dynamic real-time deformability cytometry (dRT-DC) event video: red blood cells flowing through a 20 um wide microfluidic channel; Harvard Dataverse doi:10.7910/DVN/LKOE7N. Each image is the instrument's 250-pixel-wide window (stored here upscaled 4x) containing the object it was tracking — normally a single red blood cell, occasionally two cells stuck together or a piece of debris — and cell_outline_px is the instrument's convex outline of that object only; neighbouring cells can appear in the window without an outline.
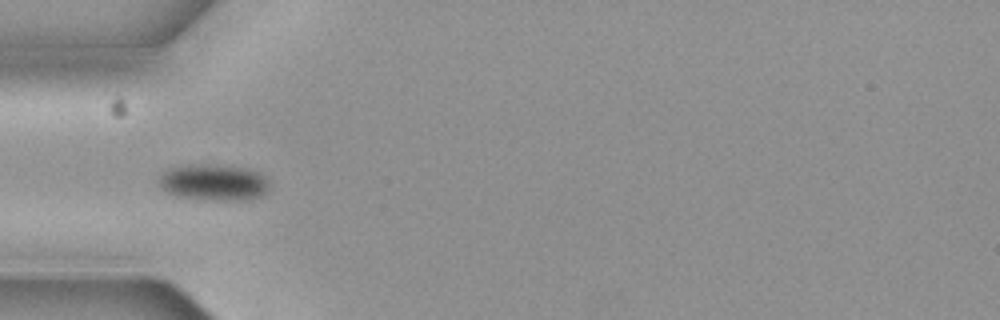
{"species": "common noctule bat (a hibernating species)", "species_latin": "Nyctalus noctula", "temperature_condition": "cold", "stored_images_in_passage": 13, "camera_frame_rate_fps": 3000, "um_per_image_px": 0.085, "animal": {"sex": "female", "body_mass_g": 19.3, "forearm_length_mm": 54.1}, "frame": {"image": 1, "passage_image": 4, "time_ms": 1.0, "image_size_px": [1000, 320], "cell_outline_px": [[268, 192], [264, 196], [248, 200], [216, 200], [176, 196], [168, 192], [160, 184], [160, 176], [168, 168], [184, 164], [188, 164], [248, 168], [260, 172], [268, 180]], "centroid_in_image_um": [18.22, 15.51], "position_along_channel_um": 66.8, "area_um2": 23.29}}
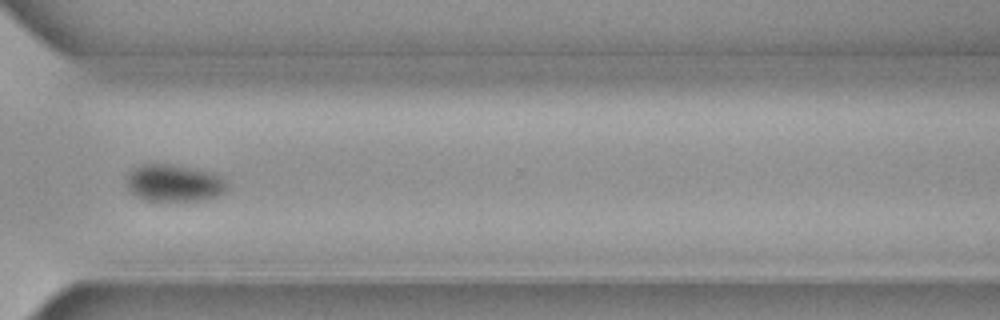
{"frame": {"image": 2, "passage_image": 11, "time_ms": 3.333, "image_size_px": [1000, 320], "cell_outline_px": [[228, 188], [224, 192], [216, 196], [204, 200], [148, 200], [136, 196], [128, 188], [124, 180], [124, 176], [132, 168], [140, 164], [172, 164], [212, 172], [224, 180], [228, 184]], "centroid_in_image_um": [14.74, 15.54], "position_along_channel_um": 355.9, "area_um2": 21.85}}
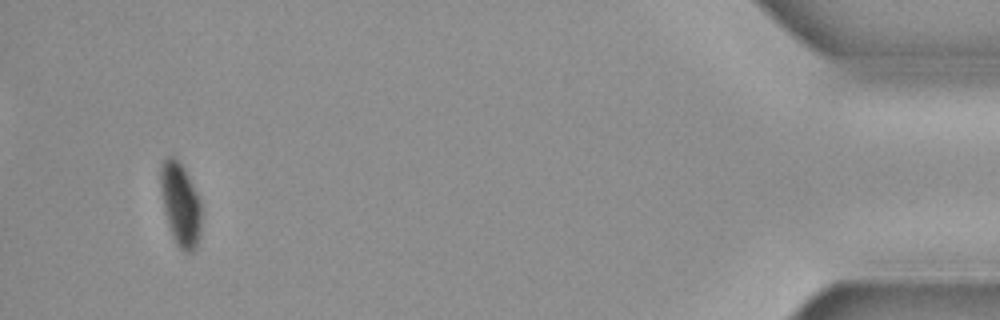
{"frame": {"image": 3, "passage_image": 13, "time_ms": 4.0, "image_size_px": [1000, 320], "cell_outline_px": [[200, 236], [196, 248], [192, 252], [184, 252], [176, 244], [172, 236], [168, 224], [164, 208], [160, 188], [160, 168], [164, 160], [168, 156], [176, 156], [180, 160], [200, 200]], "centroid_in_image_um": [15.33, 17.36], "position_along_channel_um": 419.9, "area_um2": 19.77}}